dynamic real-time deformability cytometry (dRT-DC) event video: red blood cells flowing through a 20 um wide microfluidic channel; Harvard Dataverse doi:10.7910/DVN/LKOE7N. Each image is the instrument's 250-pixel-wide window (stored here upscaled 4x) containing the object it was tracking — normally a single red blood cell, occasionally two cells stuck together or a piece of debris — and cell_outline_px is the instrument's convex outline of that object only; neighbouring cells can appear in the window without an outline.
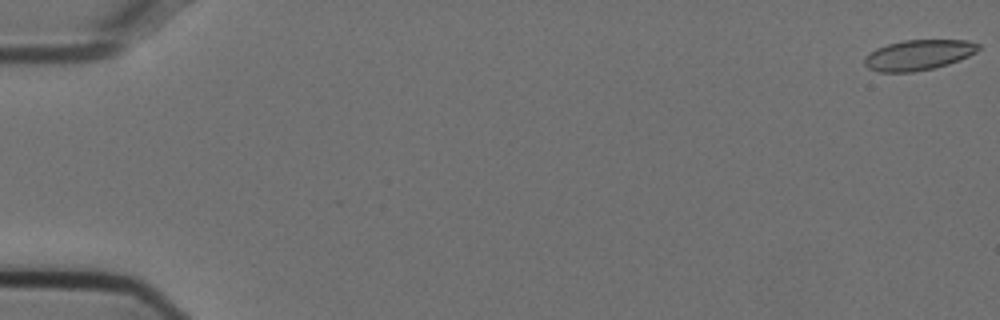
{"species": "Egyptian fruit bat (a non-hibernating species)", "species_latin": "Rousettus aegyptiacus", "temperature_condition": "cold", "stored_images_in_passage": 51, "camera_frame_rate_fps": 3000, "um_per_image_px": 0.085, "animal": {"sex": "female"}, "frame": {"image": 1, "passage_image": 1, "time_ms": 0.0, "image_size_px": [1000, 320], "cell_outline_px": [[980, 48], [976, 52], [968, 56], [948, 64], [932, 68], [912, 72], [880, 72], [868, 68], [864, 64], [864, 56], [876, 48], [888, 44], [904, 40], [968, 40], [980, 44]], "centroid_in_image_um": [78.05, 4.66], "position_along_channel_um": 6.9, "area_um2": 20.11}}
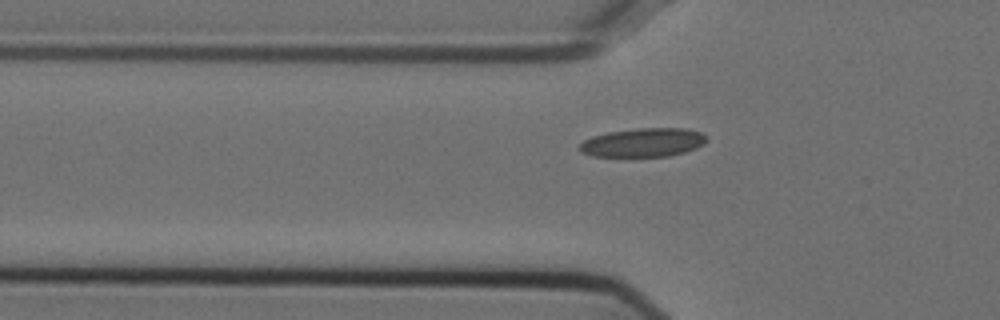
{"frame": {"image": 2, "passage_image": 19, "time_ms": 6.0, "image_size_px": [1000, 320], "cell_outline_px": [[708, 140], [704, 144], [696, 148], [684, 152], [668, 156], [592, 156], [580, 152], [576, 148], [584, 140], [592, 136], [608, 132], [636, 128], [688, 128], [700, 132], [708, 136]], "centroid_in_image_um": [54.67, 12.1], "position_along_channel_um": 71.1, "area_um2": 21.5}}
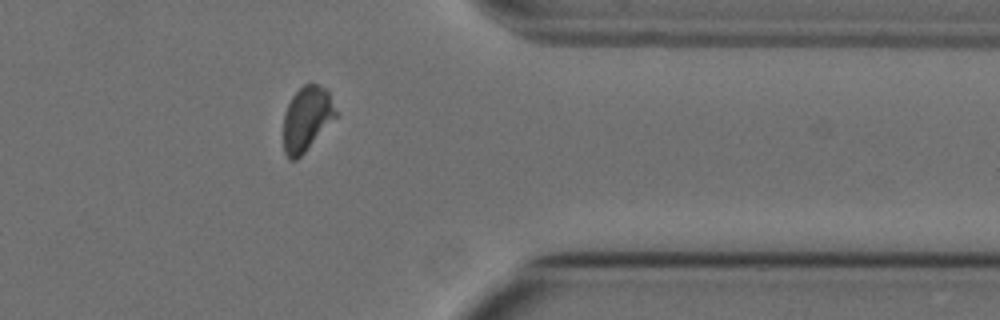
{"frame": {"image": 3, "passage_image": 45, "time_ms": 14.667, "image_size_px": [1000, 320], "cell_outline_px": [[340, 116], [296, 160], [288, 160], [284, 152], [284, 116], [288, 104], [292, 96], [304, 84], [316, 84], [324, 88], [328, 92]], "centroid_in_image_um": [26.11, 10.11], "position_along_channel_um": 385.3, "area_um2": 19.88}}